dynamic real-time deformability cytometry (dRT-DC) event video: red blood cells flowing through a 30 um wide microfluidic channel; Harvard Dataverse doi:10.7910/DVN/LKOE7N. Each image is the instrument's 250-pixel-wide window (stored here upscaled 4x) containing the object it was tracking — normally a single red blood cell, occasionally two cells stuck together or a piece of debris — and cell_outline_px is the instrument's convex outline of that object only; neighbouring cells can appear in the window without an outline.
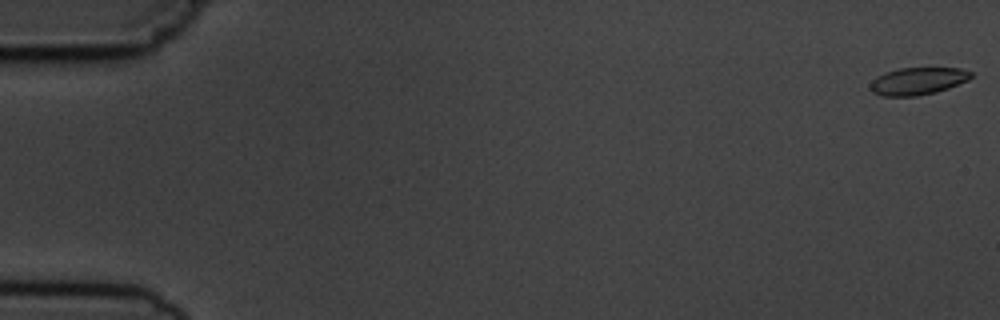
{"species": "common noctule bat (a hibernating species)", "species_latin": "Nyctalus noctula", "temperature_condition": "cold", "stored_images_in_passage": 13, "camera_frame_rate_fps": 3000, "um_per_image_px": 0.085, "animal": {"sex": "male", "body_mass_g": 19.5, "forearm_length_mm": 54.6}, "frame": {"image": 1, "passage_image": 1, "time_ms": 0.0, "image_size_px": [1000, 320], "cell_outline_px": [[972, 76], [968, 80], [948, 88], [936, 92], [916, 96], [884, 96], [872, 92], [868, 88], [868, 84], [876, 76], [884, 72], [900, 68], [960, 68], [972, 72]], "centroid_in_image_um": [77.96, 6.89], "position_along_channel_um": 7.0, "area_um2": 16.18}}
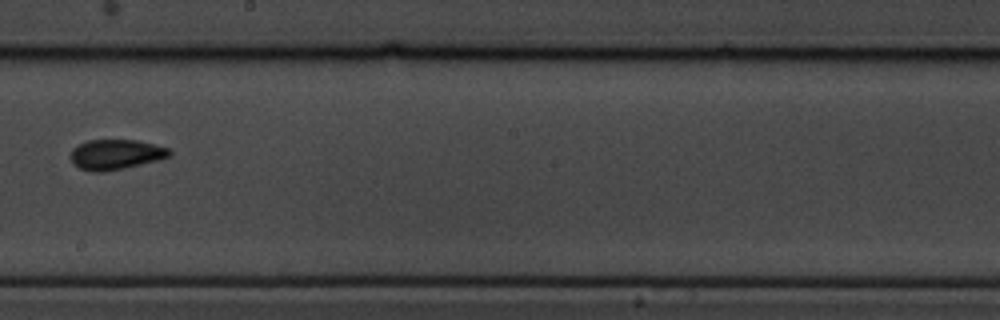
{"frame": {"image": 2, "passage_image": 9, "time_ms": 10.333, "image_size_px": [1000, 320], "cell_outline_px": [[172, 156], [160, 160], [124, 168], [104, 172], [92, 172], [80, 168], [72, 164], [68, 156], [72, 148], [88, 140], [136, 140], [172, 148]], "centroid_in_image_um": [9.85, 13.13], "position_along_channel_um": 238.3, "area_um2": 17.74}}
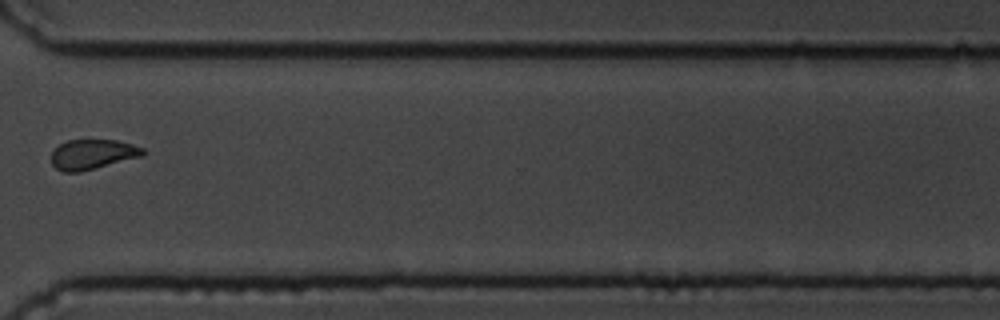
{"frame": {"image": 3, "passage_image": 12, "time_ms": 13.667, "image_size_px": [1000, 320], "cell_outline_px": [[144, 156], [80, 172], [64, 172], [56, 168], [52, 164], [52, 152], [60, 144], [68, 140], [116, 140], [132, 144], [144, 148]], "centroid_in_image_um": [7.89, 13.12], "position_along_channel_um": 362.7, "area_um2": 15.95}}